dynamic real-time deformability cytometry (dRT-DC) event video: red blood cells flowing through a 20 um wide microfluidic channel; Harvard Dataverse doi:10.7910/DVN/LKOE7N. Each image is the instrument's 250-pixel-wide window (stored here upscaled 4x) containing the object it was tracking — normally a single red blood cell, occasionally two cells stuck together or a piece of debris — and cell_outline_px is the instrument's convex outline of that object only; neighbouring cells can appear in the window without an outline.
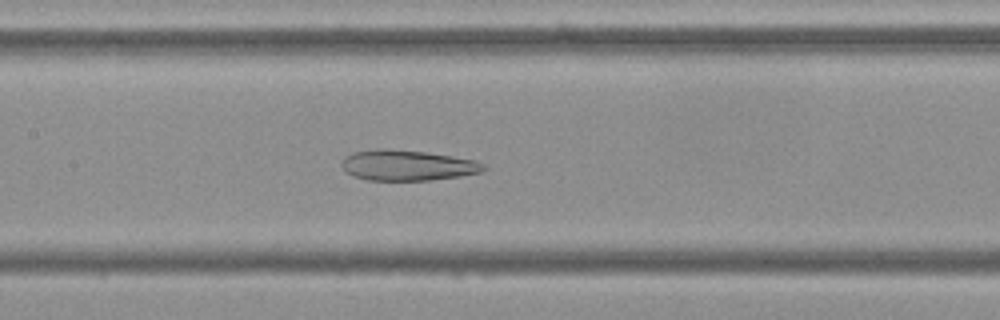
{"species": "Egyptian fruit bat (a non-hibernating species)", "species_latin": "Rousettus aegyptiacus", "temperature_condition": "cold", "stored_images_in_passage": 49, "camera_frame_rate_fps": 3000, "um_per_image_px": 0.085, "frame": {"image": 1, "passage_image": 20, "time_ms": 6.333, "image_size_px": [1000, 320], "cell_outline_px": [[488, 168], [480, 172], [460, 176], [428, 180], [368, 180], [352, 176], [344, 172], [340, 164], [344, 156], [352, 152], [376, 148], [388, 148], [424, 152], [452, 156], [476, 160], [488, 164]], "centroid_in_image_um": [34.6, 14.04], "position_along_channel_um": 172.8, "area_um2": 25.66}}
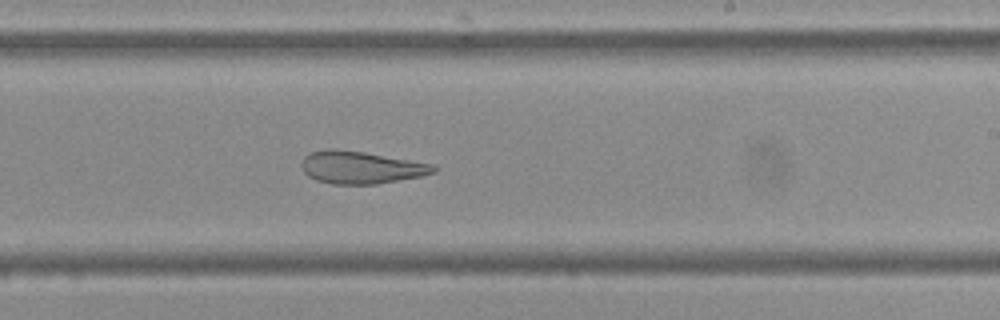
{"frame": {"image": 2, "passage_image": 27, "time_ms": 8.667, "image_size_px": [1000, 320], "cell_outline_px": [[436, 172], [420, 176], [376, 184], [332, 184], [316, 180], [308, 176], [304, 172], [300, 164], [304, 156], [312, 152], [328, 148], [332, 148], [364, 152], [436, 164]], "centroid_in_image_um": [30.67, 14.22], "position_along_channel_um": 258.3, "area_um2": 25.03}}
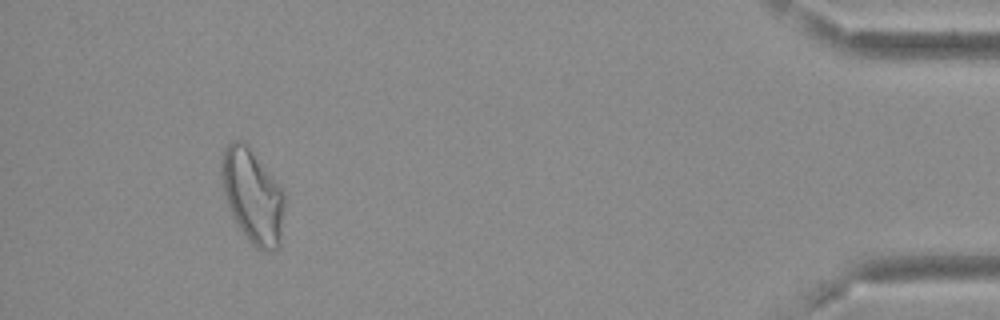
{"frame": {"image": 3, "passage_image": 45, "time_ms": 14.667, "image_size_px": [1000, 320], "cell_outline_px": [[284, 208], [280, 244], [276, 248], [268, 252], [264, 252], [256, 248], [252, 244], [240, 228], [232, 216], [228, 208], [224, 196], [220, 180], [220, 168], [224, 148], [232, 140], [244, 140], [280, 188], [284, 196]], "centroid_in_image_um": [21.43, 16.67], "position_along_channel_um": 413.8, "area_um2": 34.39}}